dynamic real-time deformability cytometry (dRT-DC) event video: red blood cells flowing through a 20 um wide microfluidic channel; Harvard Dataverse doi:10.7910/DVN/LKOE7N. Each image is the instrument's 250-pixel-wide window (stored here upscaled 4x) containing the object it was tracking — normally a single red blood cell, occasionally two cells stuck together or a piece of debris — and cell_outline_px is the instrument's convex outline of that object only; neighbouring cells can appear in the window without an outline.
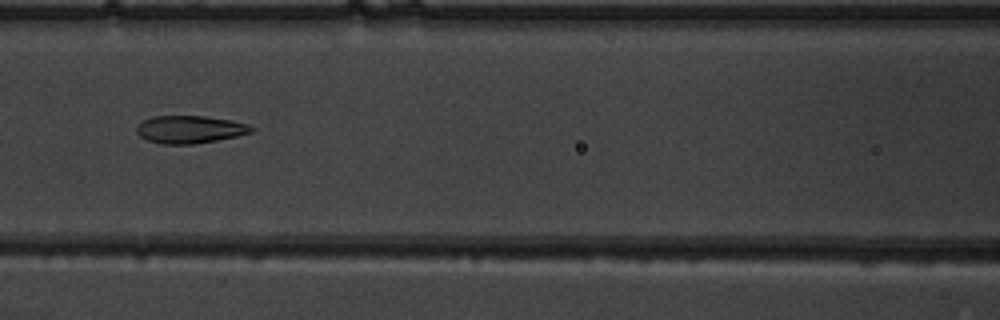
{"species": "common noctule bat (a hibernating species)", "species_latin": "Nyctalus noctula", "temperature_condition": "warm", "stored_images_in_passage": 38, "camera_frame_rate_fps": 3000, "um_per_image_px": 0.085, "animal": {"sex": "male", "body_mass_g": 19.5, "forearm_length_mm": 54.6}, "frame": {"image": 1, "passage_image": 10, "time_ms": 3.0, "image_size_px": [1000, 320], "cell_outline_px": [[252, 132], [236, 136], [216, 140], [192, 144], [160, 144], [148, 140], [140, 136], [136, 132], [136, 124], [152, 116], [204, 116], [228, 120], [248, 124], [252, 128]], "centroid_in_image_um": [16.07, 11.0], "position_along_channel_um": 150.5, "area_um2": 18.32}}
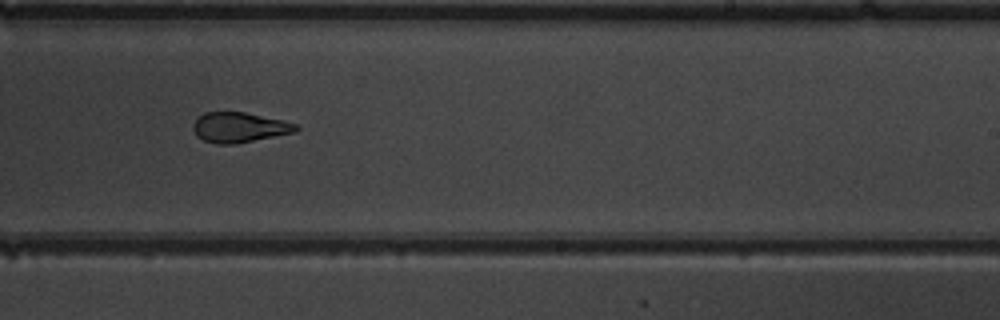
{"frame": {"image": 2, "passage_image": 19, "time_ms": 6.0, "image_size_px": [1000, 320], "cell_outline_px": [[300, 128], [292, 132], [236, 144], [216, 144], [204, 140], [196, 136], [192, 128], [192, 124], [204, 112], [244, 112], [284, 120], [296, 124]], "centroid_in_image_um": [20.3, 10.82], "position_along_channel_um": 268.7, "area_um2": 17.92}}
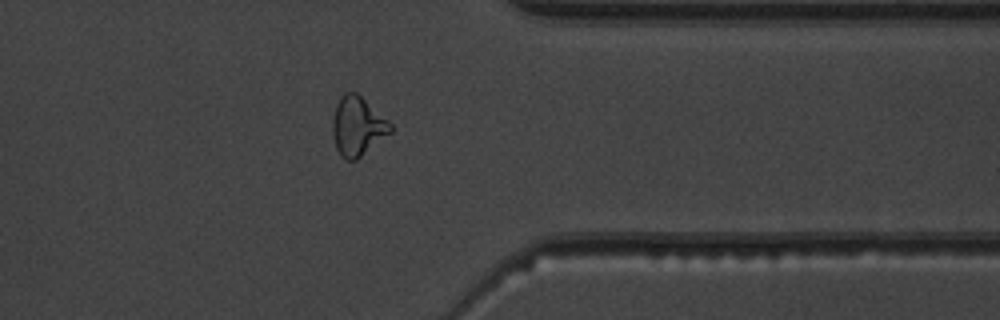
{"frame": {"image": 3, "passage_image": 28, "time_ms": 9.0, "image_size_px": [1000, 320], "cell_outline_px": [[392, 132], [356, 160], [344, 160], [340, 156], [336, 148], [332, 132], [332, 120], [336, 104], [340, 96], [344, 92], [356, 92], [388, 120], [392, 124]], "centroid_in_image_um": [30.37, 10.74], "position_along_channel_um": 381.0, "area_um2": 20.0}, "authors_computed_cell_mechanics": {"area_um2": 19.074, "velocity_mm_per_s": 3.9474, "shape_relaxation_time_tau1_ms": null, "shape_relaxation_time_tau2_ms": 1.2951, "deformation_change_tau1": null, "deformation_change_tau2": 0.0641}}